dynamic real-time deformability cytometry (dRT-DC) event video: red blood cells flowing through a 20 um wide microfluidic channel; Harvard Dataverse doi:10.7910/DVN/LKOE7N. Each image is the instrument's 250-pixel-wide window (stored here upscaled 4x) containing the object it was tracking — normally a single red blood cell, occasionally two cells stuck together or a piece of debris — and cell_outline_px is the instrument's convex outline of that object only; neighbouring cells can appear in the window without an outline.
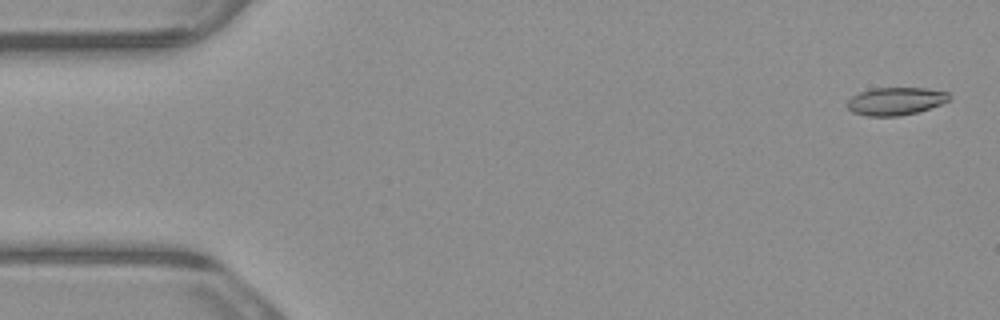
{"species": "common noctule bat (a hibernating species)", "species_latin": "Nyctalus noctula", "temperature_condition": "warm", "stored_images_in_passage": 4, "camera_frame_rate_fps": 3000, "um_per_image_px": 0.085, "animal": {"sex": "male", "body_mass_g": 23.1, "forearm_length_mm": 52.7}, "frame": {"image": 1, "passage_image": 1, "time_ms": 0.0, "image_size_px": [1000, 320], "cell_outline_px": [[952, 96], [948, 100], [940, 104], [916, 112], [900, 116], [868, 116], [852, 112], [844, 104], [852, 96], [860, 92], [872, 88], [924, 88], [948, 92]], "centroid_in_image_um": [76.09, 8.6], "position_along_channel_um": 8.9, "area_um2": 16.47}}
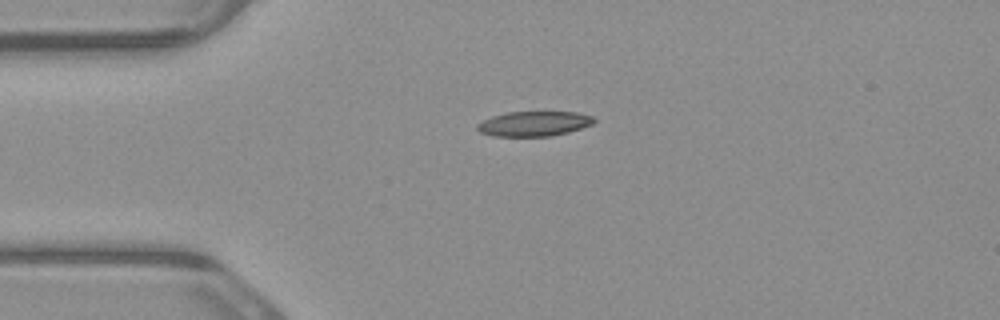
{"frame": {"image": 2, "passage_image": 4, "time_ms": 1.0, "image_size_px": [1000, 320], "cell_outline_px": [[596, 120], [592, 124], [568, 132], [552, 136], [492, 136], [480, 132], [476, 128], [476, 124], [492, 116], [504, 112], [576, 112], [592, 116]], "centroid_in_image_um": [45.36, 10.51], "position_along_channel_um": 39.6, "area_um2": 16.94}}